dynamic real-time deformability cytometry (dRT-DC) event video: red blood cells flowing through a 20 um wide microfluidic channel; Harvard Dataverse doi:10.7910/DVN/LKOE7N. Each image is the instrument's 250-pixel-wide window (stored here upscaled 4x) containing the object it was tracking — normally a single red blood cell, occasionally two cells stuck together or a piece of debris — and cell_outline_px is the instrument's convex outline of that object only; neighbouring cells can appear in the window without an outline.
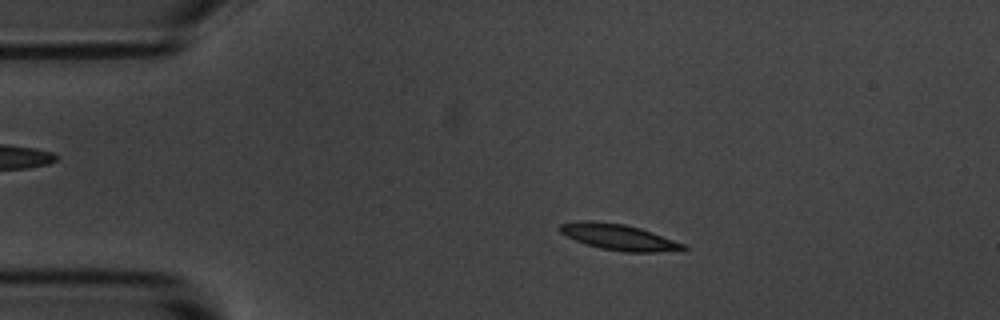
{"species": "common noctule bat (a hibernating species)", "species_latin": "Nyctalus noctula", "temperature_condition": "room temperature", "stored_images_in_passage": 55, "camera_frame_rate_fps": 3000, "um_per_image_px": 0.085, "animal": {"sex": "male", "body_mass_g": 20.1, "forearm_length_mm": 53.5}, "frame": {"image": 1, "passage_image": 10, "time_ms": 3.0, "image_size_px": [1000, 320], "cell_outline_px": [[688, 248], [684, 252], [624, 252], [600, 248], [576, 240], [560, 232], [556, 228], [560, 224], [580, 220], [592, 220], [624, 224], [640, 228], [652, 232], [684, 244]], "centroid_in_image_um": [52.64, 20.16], "position_along_channel_um": 32.4, "area_um2": 18.84}}
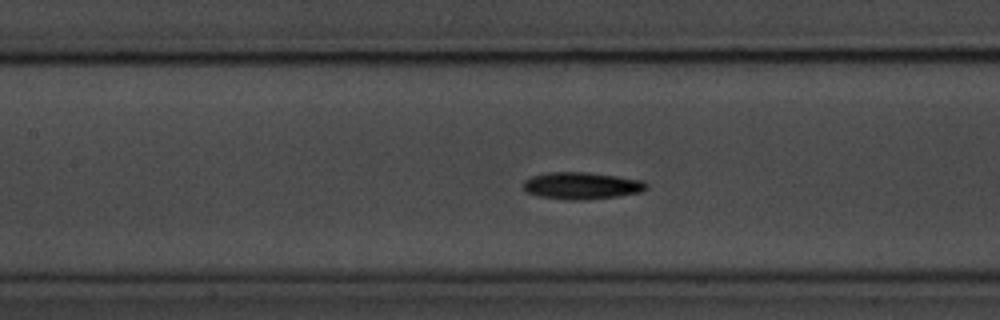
{"frame": {"image": 2, "passage_image": 24, "time_ms": 7.667, "image_size_px": [1000, 320], "cell_outline_px": [[648, 188], [644, 192], [620, 196], [584, 200], [564, 200], [540, 196], [528, 192], [524, 188], [524, 180], [532, 176], [548, 172], [588, 172], [644, 180], [648, 184]], "centroid_in_image_um": [49.51, 15.79], "position_along_channel_um": 157.9, "area_um2": 19.59}}
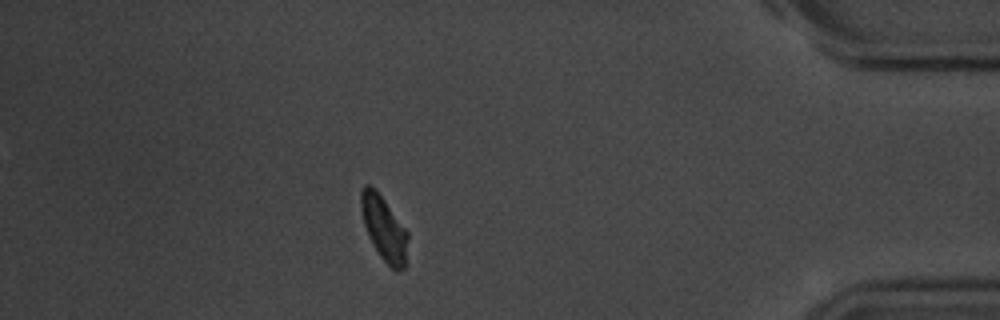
{"frame": {"image": 3, "passage_image": 48, "time_ms": 15.667, "image_size_px": [1000, 320], "cell_outline_px": [[408, 236], [404, 268], [400, 272], [396, 272], [380, 256], [372, 244], [368, 236], [364, 224], [360, 208], [360, 192], [364, 184], [368, 184], [384, 200], [408, 232]], "centroid_in_image_um": [32.62, 19.43], "position_along_channel_um": 402.6, "area_um2": 17.34}, "authors_computed_cell_mechanics": {"area_um2": 18.0914, "velocity_mm_per_s": 3.6085, "shape_relaxation_time_tau1_ms": 3.5649, "shape_relaxation_time_tau2_ms": null, "deformation_change_tau1": 0.1167, "deformation_change_tau2": null}}